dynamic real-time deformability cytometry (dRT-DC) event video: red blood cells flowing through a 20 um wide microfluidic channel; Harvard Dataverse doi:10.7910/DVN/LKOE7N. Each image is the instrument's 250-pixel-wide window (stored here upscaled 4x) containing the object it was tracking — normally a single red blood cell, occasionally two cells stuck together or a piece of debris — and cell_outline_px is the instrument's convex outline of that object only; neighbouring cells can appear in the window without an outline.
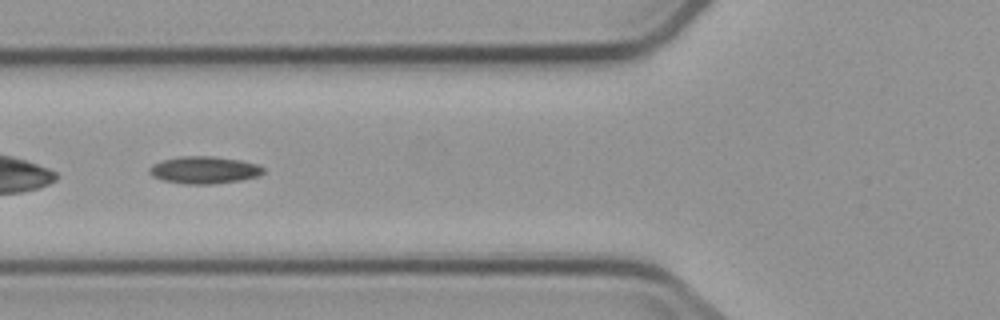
{"species": "common noctule bat (a hibernating species)", "species_latin": "Nyctalus noctula", "temperature_condition": "cold", "stored_images_in_passage": 8, "camera_frame_rate_fps": 3000, "um_per_image_px": 0.085, "animal": {"sex": "male", "body_mass_g": 23.1, "forearm_length_mm": 52.7}, "frame": {"image": 1, "passage_image": 4, "time_ms": 4.333, "image_size_px": [1000, 320], "cell_outline_px": [[264, 172], [256, 176], [240, 180], [212, 184], [184, 184], [164, 180], [152, 176], [148, 172], [148, 168], [152, 164], [164, 160], [180, 156], [212, 156], [240, 160], [256, 164], [264, 168]], "centroid_in_image_um": [17.32, 14.45], "position_along_channel_um": 108.5, "area_um2": 17.98}}
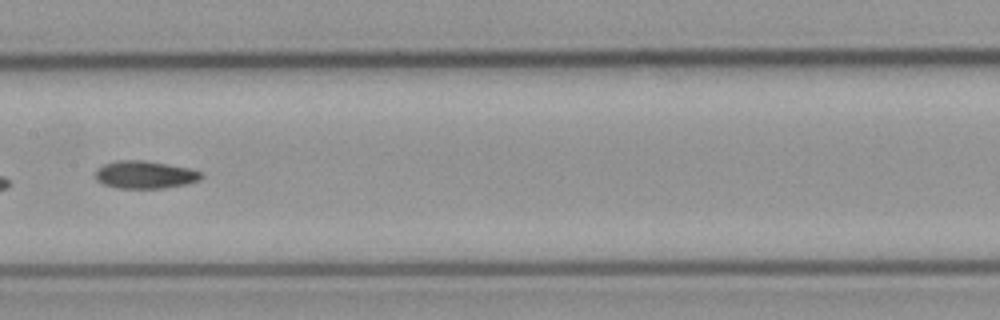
{"frame": {"image": 2, "passage_image": 6, "time_ms": 6.667, "image_size_px": [1000, 320], "cell_outline_px": [[204, 176], [200, 180], [188, 184], [164, 188], [120, 188], [104, 184], [96, 180], [96, 172], [104, 164], [116, 160], [144, 160], [188, 168], [200, 172]], "centroid_in_image_um": [12.35, 14.85], "position_along_channel_um": 195.1, "area_um2": 16.94}}
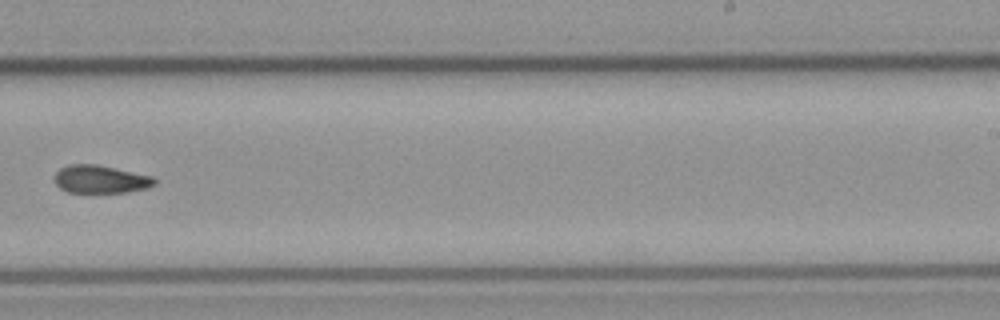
{"frame": {"image": 3, "passage_image": 8, "time_ms": 9.0, "image_size_px": [1000, 320], "cell_outline_px": [[156, 184], [148, 188], [128, 192], [68, 192], [60, 188], [52, 180], [52, 176], [60, 168], [68, 164], [96, 164], [152, 176], [156, 180]], "centroid_in_image_um": [8.51, 15.23], "position_along_channel_um": 280.5, "area_um2": 16.42}}